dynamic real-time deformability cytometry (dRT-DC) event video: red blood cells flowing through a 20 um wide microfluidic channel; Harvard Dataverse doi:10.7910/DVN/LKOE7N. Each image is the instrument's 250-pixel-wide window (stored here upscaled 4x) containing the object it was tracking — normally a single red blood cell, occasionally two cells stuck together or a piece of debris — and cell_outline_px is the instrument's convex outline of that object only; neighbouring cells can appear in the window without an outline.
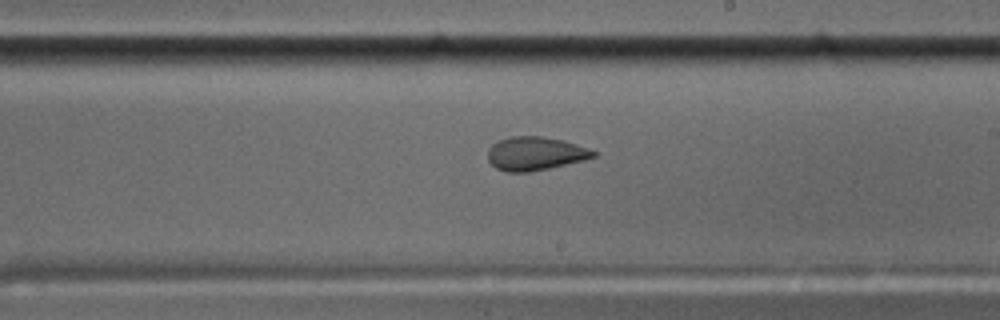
{"species": "common noctule bat (a hibernating species)", "species_latin": "Nyctalus noctula", "temperature_condition": "cold", "stored_images_in_passage": 58, "camera_frame_rate_fps": 3000, "um_per_image_px": 0.085, "animal": {"sex": "male", "body_mass_g": 17.5, "forearm_length_mm": 52.3}, "frame": {"image": 1, "passage_image": 34, "time_ms": 11.0, "image_size_px": [1000, 320], "cell_outline_px": [[596, 156], [584, 160], [548, 168], [528, 172], [508, 172], [496, 168], [488, 160], [488, 148], [492, 144], [508, 136], [540, 136], [564, 140], [588, 148], [596, 152]], "centroid_in_image_um": [45.48, 13.04], "position_along_channel_um": 243.5, "area_um2": 20.58}, "authors_computed_cell_mechanics": {"area_um2": 21.386, "velocity_mm_per_s": 3.5222, "shape_relaxation_time_tau1_ms": null, "shape_relaxation_time_tau2_ms": 1.4647, "deformation_change_tau1": null, "deformation_change_tau2": 0.0593}}